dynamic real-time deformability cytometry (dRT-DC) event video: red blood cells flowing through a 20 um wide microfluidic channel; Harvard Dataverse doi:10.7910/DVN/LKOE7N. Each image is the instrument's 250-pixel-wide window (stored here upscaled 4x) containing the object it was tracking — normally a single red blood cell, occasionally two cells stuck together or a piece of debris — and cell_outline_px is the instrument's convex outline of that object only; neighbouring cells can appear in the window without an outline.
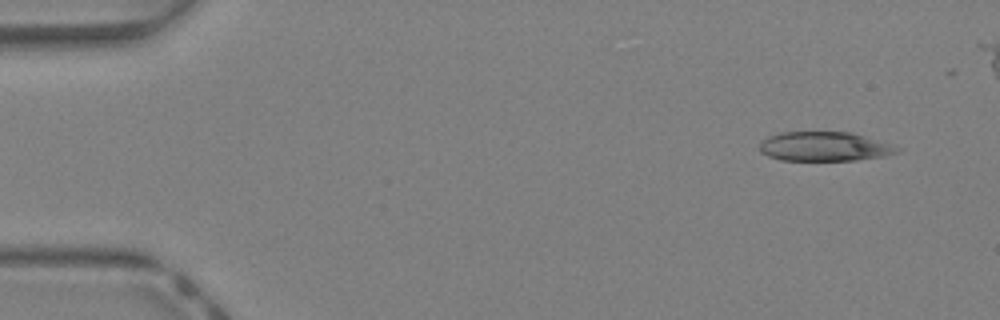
{"species": "Egyptian fruit bat (a non-hibernating species)", "species_latin": "Rousettus aegyptiacus", "temperature_condition": "warm", "stored_images_in_passage": 37, "camera_frame_rate_fps": 3000, "um_per_image_px": 0.085, "animal": {"sex": "female"}, "frame": {"image": 1, "passage_image": 1, "time_ms": 0.0, "image_size_px": [1000, 320], "cell_outline_px": [[904, 148], [900, 152], [884, 156], [856, 160], [780, 160], [768, 156], [760, 152], [760, 144], [768, 136], [780, 132], [852, 132], [892, 144]], "centroid_in_image_um": [70.13, 12.45], "position_along_channel_um": 14.9, "area_um2": 23.64}}
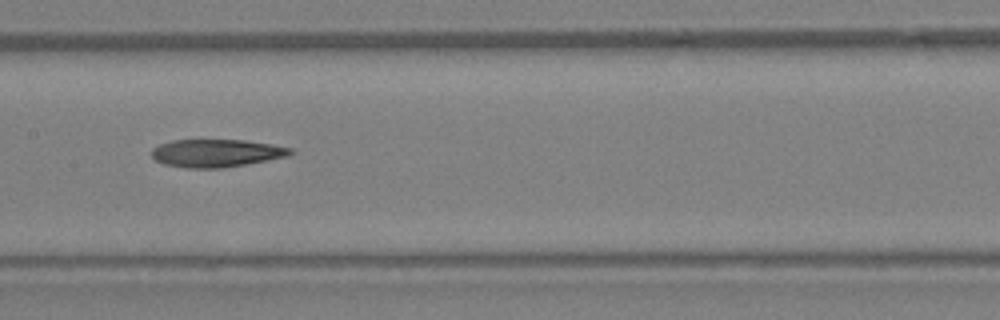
{"frame": {"image": 2, "passage_image": 19, "time_ms": 6.0, "image_size_px": [1000, 320], "cell_outline_px": [[296, 152], [288, 156], [244, 164], [220, 168], [184, 168], [164, 164], [156, 160], [152, 156], [152, 148], [160, 144], [172, 140], [244, 140], [272, 144], [292, 148]], "centroid_in_image_um": [18.39, 13.01], "position_along_channel_um": 189.0, "area_um2": 22.43}}
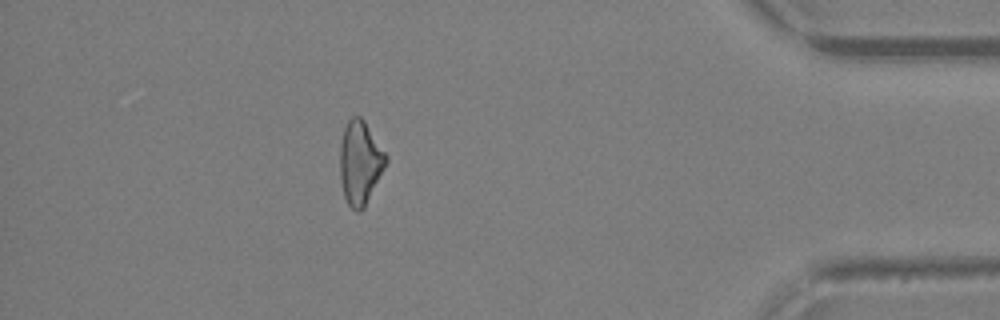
{"frame": {"image": 3, "passage_image": 35, "time_ms": 11.333, "image_size_px": [1000, 320], "cell_outline_px": [[388, 160], [364, 208], [356, 212], [348, 204], [344, 196], [340, 180], [340, 144], [344, 128], [348, 120], [352, 116], [360, 116], [364, 120], [388, 156]], "centroid_in_image_um": [30.6, 13.81], "position_along_channel_um": 404.6, "area_um2": 22.31}}